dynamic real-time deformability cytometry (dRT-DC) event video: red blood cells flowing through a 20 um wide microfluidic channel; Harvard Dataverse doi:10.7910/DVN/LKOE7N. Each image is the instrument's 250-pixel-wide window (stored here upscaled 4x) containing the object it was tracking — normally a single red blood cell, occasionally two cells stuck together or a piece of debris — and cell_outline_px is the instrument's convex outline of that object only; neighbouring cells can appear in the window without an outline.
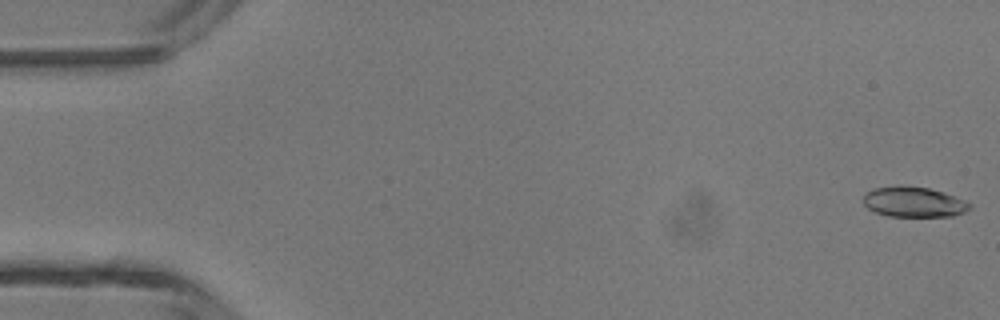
{"species": "common noctule bat (a hibernating species)", "species_latin": "Nyctalus noctula", "temperature_condition": "room temperature", "stored_images_in_passage": 47, "camera_frame_rate_fps": 3000, "um_per_image_px": 0.085, "animal": {"sex": "male", "body_mass_g": 13.3}, "frame": {"image": 1, "passage_image": 1, "time_ms": 0.0, "image_size_px": [1000, 320], "cell_outline_px": [[972, 208], [964, 212], [952, 216], [888, 216], [876, 212], [868, 208], [860, 200], [864, 192], [876, 188], [928, 188], [964, 200], [972, 204]], "centroid_in_image_um": [77.65, 17.21], "position_along_channel_um": 7.4, "area_um2": 18.15}}
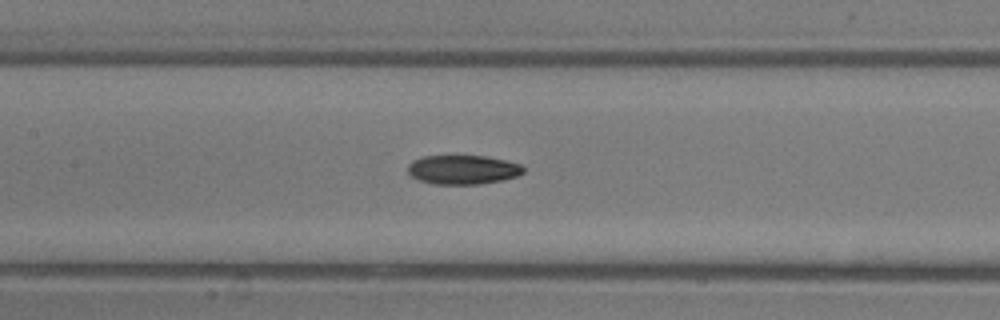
{"frame": {"image": 2, "passage_image": 22, "time_ms": 7.0, "image_size_px": [1000, 320], "cell_outline_px": [[524, 172], [516, 176], [500, 180], [480, 184], [432, 184], [420, 180], [412, 176], [408, 172], [408, 164], [412, 160], [424, 156], [484, 156], [504, 160], [520, 164], [524, 168]], "centroid_in_image_um": [39.32, 14.42], "position_along_channel_um": 168.1, "area_um2": 19.48}}
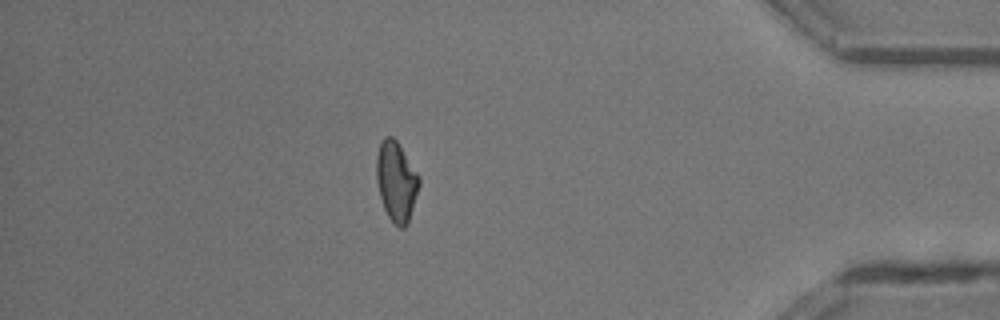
{"frame": {"image": 3, "passage_image": 41, "time_ms": 13.333, "image_size_px": [1000, 320], "cell_outline_px": [[420, 184], [408, 224], [404, 228], [400, 228], [388, 216], [384, 208], [380, 196], [376, 180], [376, 156], [380, 144], [384, 136], [392, 136], [396, 140], [420, 176]], "centroid_in_image_um": [33.69, 15.41], "position_along_channel_um": 401.5, "area_um2": 19.83}, "authors_computed_cell_mechanics": {"area_um2": 19.7098, "velocity_mm_per_s": 4.3935, "shape_relaxation_time_tau1_ms": 4.9284, "shape_relaxation_time_tau2_ms": 3.4355, "deformation_change_tau1": 0.1507, "deformation_change_tau2": 0.0894}}